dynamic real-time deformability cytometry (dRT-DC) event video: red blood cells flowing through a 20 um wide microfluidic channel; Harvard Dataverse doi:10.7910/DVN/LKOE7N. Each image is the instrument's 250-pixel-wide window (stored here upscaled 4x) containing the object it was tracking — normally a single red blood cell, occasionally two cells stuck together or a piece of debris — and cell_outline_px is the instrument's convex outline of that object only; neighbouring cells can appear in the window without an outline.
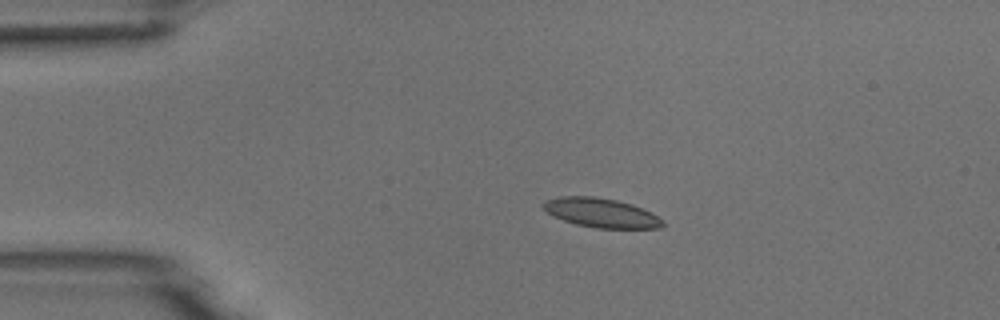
{"species": "common noctule bat (a hibernating species)", "species_latin": "Nyctalus noctula", "temperature_condition": "room temperature", "stored_images_in_passage": 4, "camera_frame_rate_fps": 3000, "um_per_image_px": 0.085, "animal": {"sex": "male", "body_mass_g": 18.8}, "frame": {"image": 1, "passage_image": 3, "time_ms": 2.333, "image_size_px": [1000, 320], "cell_outline_px": [[668, 224], [660, 228], [596, 228], [576, 224], [552, 216], [540, 204], [544, 200], [560, 196], [592, 196], [616, 200], [632, 204], [664, 220]], "centroid_in_image_um": [51.08, 18.09], "position_along_channel_um": 33.9, "area_um2": 20.35}}